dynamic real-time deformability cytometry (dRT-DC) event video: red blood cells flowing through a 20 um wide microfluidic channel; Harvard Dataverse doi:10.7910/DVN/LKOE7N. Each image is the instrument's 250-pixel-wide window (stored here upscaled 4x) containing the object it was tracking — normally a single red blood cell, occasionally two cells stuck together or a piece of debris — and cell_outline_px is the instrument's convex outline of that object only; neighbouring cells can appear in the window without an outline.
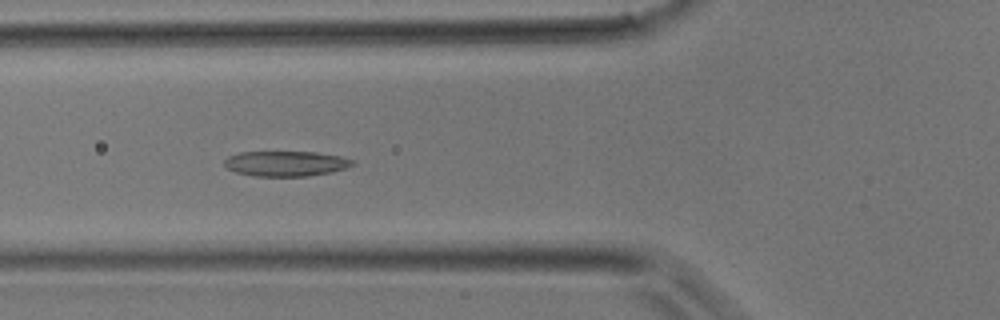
{"species": "common noctule bat (a hibernating species)", "species_latin": "Nyctalus noctula", "temperature_condition": "room temperature", "stored_images_in_passage": 38, "camera_frame_rate_fps": 3000, "um_per_image_px": 0.085, "animal": {"sex": "male", "body_mass_g": 17.9}, "frame": {"image": 1, "passage_image": 13, "time_ms": 4.0, "image_size_px": [1000, 320], "cell_outline_px": [[356, 164], [332, 172], [308, 176], [256, 176], [236, 172], [228, 168], [224, 164], [224, 160], [228, 156], [240, 152], [316, 152], [340, 156], [356, 160]], "centroid_in_image_um": [24.33, 13.9], "position_along_channel_um": 101.5, "area_um2": 18.84}}
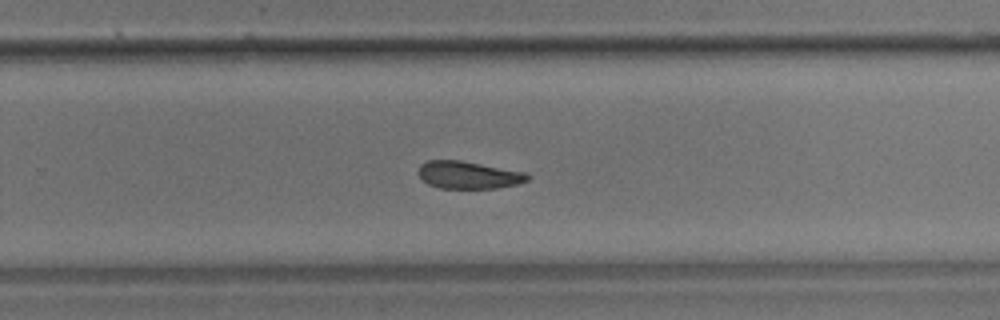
{"frame": {"image": 2, "passage_image": 24, "time_ms": 7.667, "image_size_px": [1000, 320], "cell_outline_px": [[532, 176], [528, 180], [516, 184], [496, 188], [440, 188], [428, 184], [416, 172], [420, 164], [428, 160], [460, 160], [524, 172]], "centroid_in_image_um": [39.79, 14.87], "position_along_channel_um": 290.0, "area_um2": 17.4}}
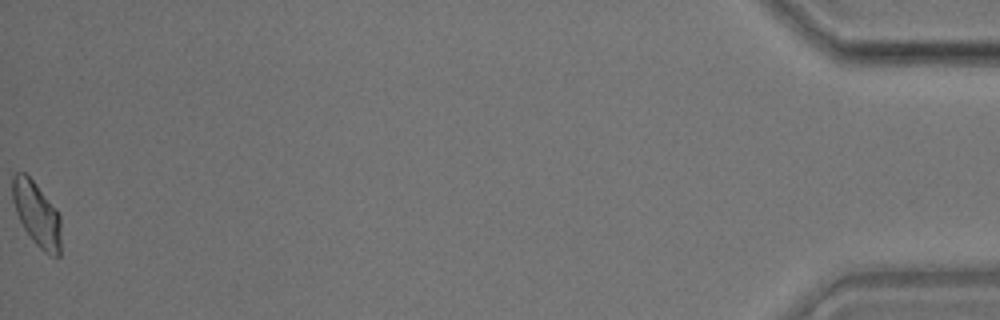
{"frame": {"image": 3, "passage_image": 38, "time_ms": 12.333, "image_size_px": [1000, 320], "cell_outline_px": [[60, 256], [52, 256], [44, 252], [32, 240], [24, 228], [16, 212], [12, 200], [12, 176], [16, 172], [24, 172], [36, 184], [56, 208], [60, 216]], "centroid_in_image_um": [3.12, 18.19], "position_along_channel_um": 432.1, "area_um2": 18.15}}